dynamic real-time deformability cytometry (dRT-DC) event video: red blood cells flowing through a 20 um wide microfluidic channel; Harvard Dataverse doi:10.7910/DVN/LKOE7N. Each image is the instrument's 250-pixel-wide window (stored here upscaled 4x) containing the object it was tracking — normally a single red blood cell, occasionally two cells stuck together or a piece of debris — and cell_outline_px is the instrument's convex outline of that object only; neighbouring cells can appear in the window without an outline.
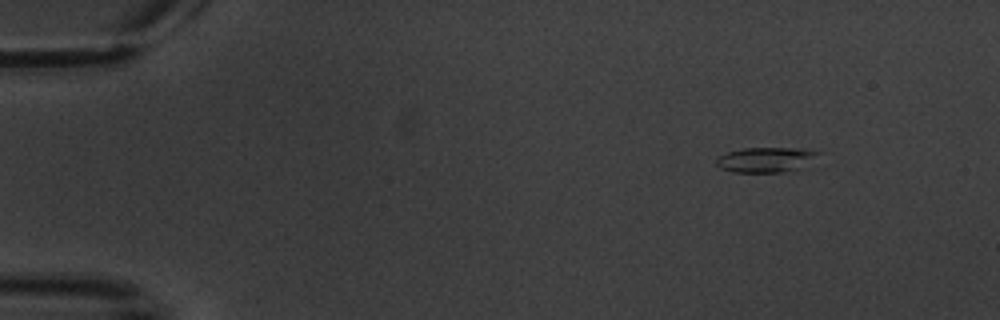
{"species": "common noctule bat (a hibernating species)", "species_latin": "Nyctalus noctula", "temperature_condition": "warm", "stored_images_in_passage": 5, "camera_frame_rate_fps": 3000, "um_per_image_px": 0.085, "animal": {"sex": "male", "body_mass_g": 20.1, "forearm_length_mm": 53.5}, "frame": {"image": 1, "passage_image": 1, "time_ms": 0.0, "image_size_px": [1000, 320], "cell_outline_px": [[820, 152], [796, 168], [784, 172], [732, 172], [720, 168], [716, 164], [716, 160], [720, 156], [728, 152], [744, 148], [804, 148]], "centroid_in_image_um": [64.99, 13.57], "position_along_channel_um": 20.0, "area_um2": 14.33}}
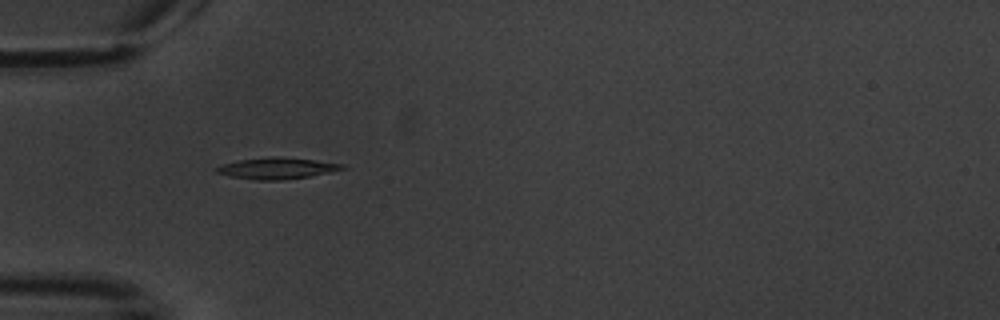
{"frame": {"image": 2, "passage_image": 4, "time_ms": 4.0, "image_size_px": [1000, 320], "cell_outline_px": [[348, 168], [308, 176], [284, 180], [256, 180], [232, 176], [216, 172], [212, 168], [220, 164], [240, 160], [272, 156], [280, 156], [344, 164]], "centroid_in_image_um": [23.49, 14.29], "position_along_channel_um": 61.5, "area_um2": 15.55}}
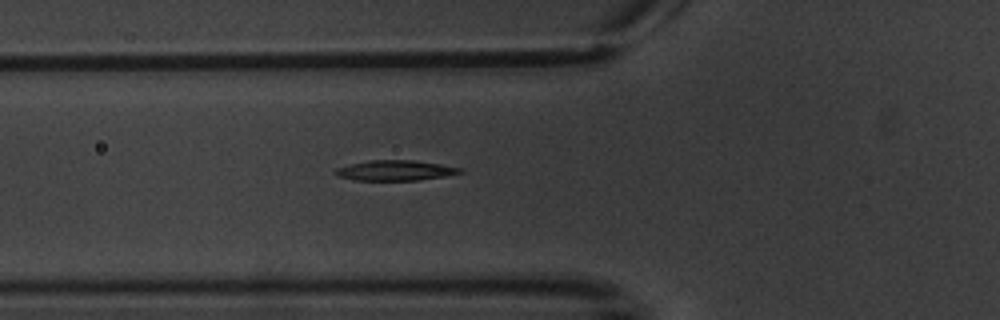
{"frame": {"image": 3, "passage_image": 5, "time_ms": 5.0, "image_size_px": [1000, 320], "cell_outline_px": [[464, 172], [444, 176], [420, 180], [356, 180], [336, 176], [332, 172], [336, 168], [352, 164], [372, 160], [412, 160], [440, 164], [464, 168]], "centroid_in_image_um": [33.61, 14.49], "position_along_channel_um": 92.2, "area_um2": 14.68}}